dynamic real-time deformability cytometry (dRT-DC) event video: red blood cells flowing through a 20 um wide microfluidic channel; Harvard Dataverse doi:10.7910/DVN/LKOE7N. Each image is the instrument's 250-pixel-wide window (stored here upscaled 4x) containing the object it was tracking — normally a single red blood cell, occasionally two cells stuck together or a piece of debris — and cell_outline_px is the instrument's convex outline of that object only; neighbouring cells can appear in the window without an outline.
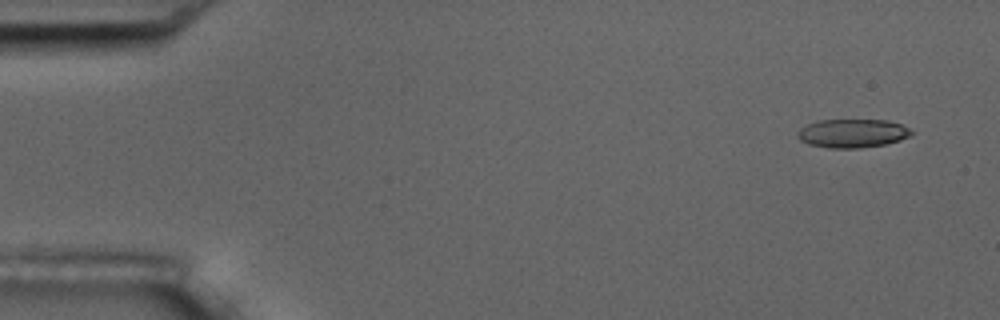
{"species": "common noctule bat (a hibernating species)", "species_latin": "Nyctalus noctula", "temperature_condition": "room temperature", "stored_images_in_passage": 54, "camera_frame_rate_fps": 3000, "um_per_image_px": 0.085, "animal": {"sex": "male", "body_mass_g": 17.5, "forearm_length_mm": 52.3}, "frame": {"image": 1, "passage_image": 1, "time_ms": 0.0, "image_size_px": [1000, 320], "cell_outline_px": [[912, 136], [900, 140], [884, 144], [860, 148], [828, 148], [808, 144], [800, 140], [796, 136], [796, 132], [800, 128], [808, 124], [820, 120], [888, 120], [900, 124], [908, 128], [912, 132]], "centroid_in_image_um": [72.43, 11.33], "position_along_channel_um": 12.6, "area_um2": 19.02}}
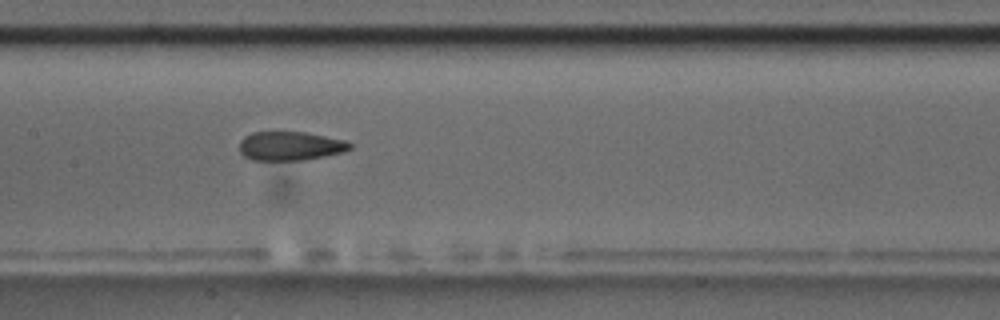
{"frame": {"image": 2, "passage_image": 25, "time_ms": 8.0, "image_size_px": [1000, 320], "cell_outline_px": [[352, 148], [344, 152], [304, 160], [252, 160], [244, 156], [240, 152], [240, 140], [244, 136], [252, 132], [304, 132], [344, 140], [352, 144]], "centroid_in_image_um": [24.66, 12.41], "position_along_channel_um": 182.7, "area_um2": 18.61}}
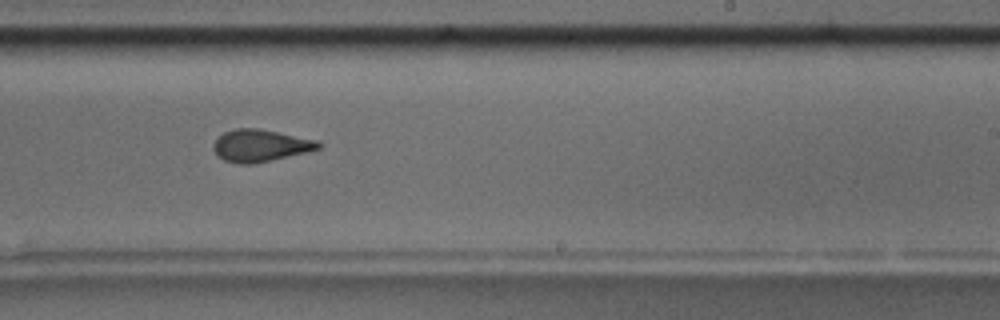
{"frame": {"image": 3, "passage_image": 32, "time_ms": 10.333, "image_size_px": [1000, 320], "cell_outline_px": [[324, 144], [320, 148], [304, 152], [268, 160], [248, 164], [240, 164], [224, 160], [212, 148], [212, 144], [224, 132], [236, 128], [260, 128], [320, 140]], "centroid_in_image_um": [22.16, 12.34], "position_along_channel_um": 266.8, "area_um2": 19.48}, "authors_computed_cell_mechanics": {"area_um2": 19.7676, "velocity_mm_per_s": 3.6162, "shape_relaxation_time_tau1_ms": 8.1532, "shape_relaxation_time_tau2_ms": 2.0008, "deformation_change_tau1": 0.1655, "deformation_change_tau2": 0.0975}}